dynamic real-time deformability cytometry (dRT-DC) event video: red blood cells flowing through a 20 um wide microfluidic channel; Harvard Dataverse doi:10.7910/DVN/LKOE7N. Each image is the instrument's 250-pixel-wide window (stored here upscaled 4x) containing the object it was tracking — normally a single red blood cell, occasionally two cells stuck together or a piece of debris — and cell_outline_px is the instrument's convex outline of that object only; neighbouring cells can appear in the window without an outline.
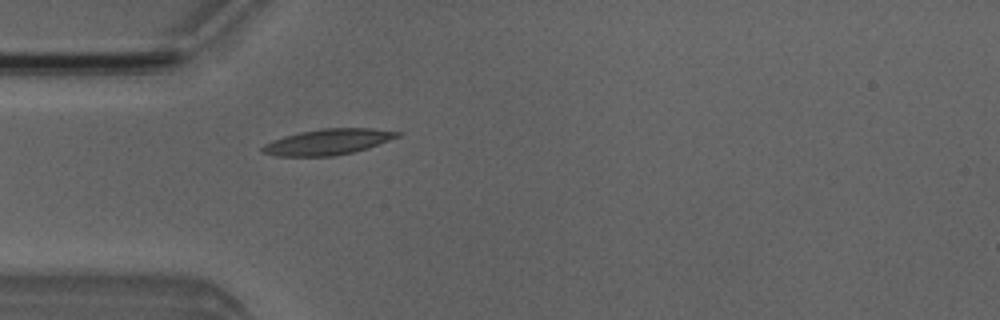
{"species": "Egyptian fruit bat (a non-hibernating species)", "species_latin": "Rousettus aegyptiacus", "temperature_condition": "room temperature", "stored_images_in_passage": 5, "camera_frame_rate_fps": 3000, "um_per_image_px": 0.085, "animal": {"sex": "male"}, "frame": {"image": 1, "passage_image": 5, "time_ms": 4.667, "image_size_px": [1000, 320], "cell_outline_px": [[400, 136], [368, 148], [352, 152], [332, 156], [276, 156], [260, 152], [260, 148], [264, 144], [272, 140], [284, 136], [300, 132], [320, 128], [372, 128], [400, 132]], "centroid_in_image_um": [27.83, 12.06], "position_along_channel_um": 57.2, "area_um2": 20.29}}